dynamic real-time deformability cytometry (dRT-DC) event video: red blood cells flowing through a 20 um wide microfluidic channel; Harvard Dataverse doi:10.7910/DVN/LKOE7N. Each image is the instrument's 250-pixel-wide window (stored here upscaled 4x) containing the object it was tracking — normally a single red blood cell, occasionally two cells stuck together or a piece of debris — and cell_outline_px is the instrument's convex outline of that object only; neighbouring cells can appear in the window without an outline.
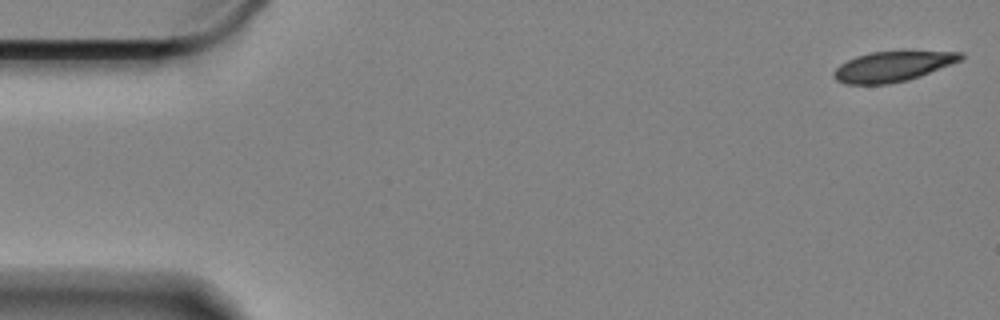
{"species": "Egyptian fruit bat (a non-hibernating species)", "species_latin": "Rousettus aegyptiacus", "temperature_condition": "cold", "stored_images_in_passage": 59, "camera_frame_rate_fps": 3000, "um_per_image_px": 0.085, "animal": {"sex": "female"}, "frame": {"image": 1, "passage_image": 1, "time_ms": 0.0, "image_size_px": [1000, 320], "cell_outline_px": [[964, 56], [960, 60], [920, 76], [908, 80], [888, 84], [844, 84], [836, 80], [832, 76], [832, 72], [840, 64], [856, 56], [872, 52], [964, 52]], "centroid_in_image_um": [75.8, 5.67], "position_along_channel_um": 9.2, "area_um2": 21.96}}
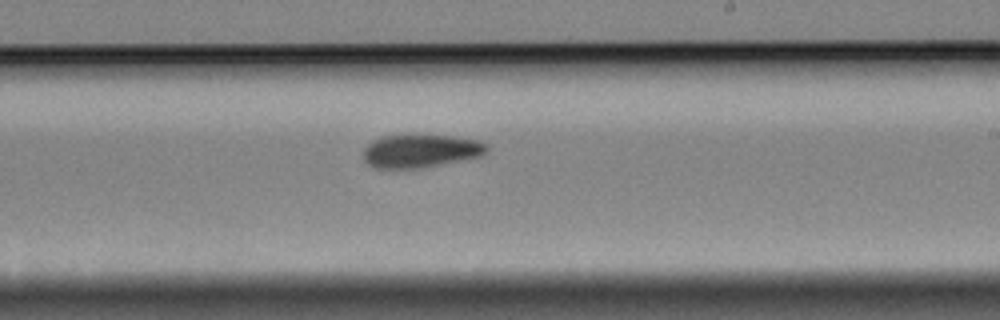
{"frame": {"image": 2, "passage_image": 34, "time_ms": 11.0, "image_size_px": [1000, 320], "cell_outline_px": [[488, 152], [480, 156], [416, 168], [376, 168], [368, 164], [364, 160], [364, 148], [372, 140], [384, 136], [408, 132], [452, 136], [480, 140], [488, 144]], "centroid_in_image_um": [35.74, 12.77], "position_along_channel_um": 253.3, "area_um2": 24.39}}
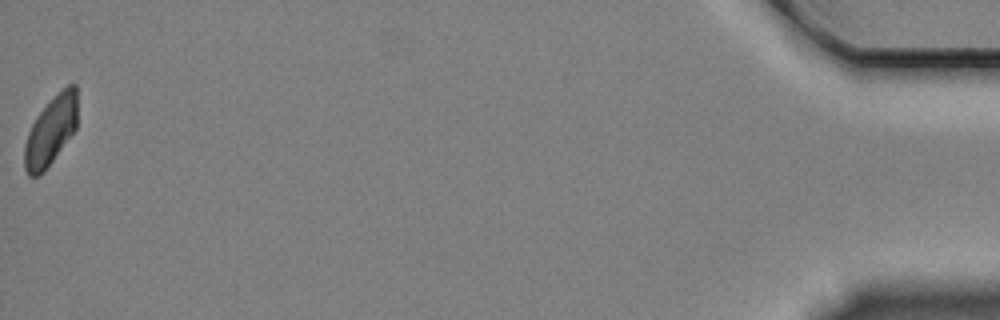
{"frame": {"image": 3, "passage_image": 59, "time_ms": 19.333, "image_size_px": [1000, 320], "cell_outline_px": [[76, 128], [44, 172], [40, 176], [28, 176], [24, 168], [24, 144], [28, 132], [36, 116], [68, 84], [76, 84]], "centroid_in_image_um": [4.28, 11.18], "position_along_channel_um": 430.9, "area_um2": 20.81}, "authors_computed_cell_mechanics": {"area_um2": 23.7558, "velocity_mm_per_s": 3.308, "shape_relaxation_time_tau1_ms": 6.0813, "shape_relaxation_time_tau2_ms": null, "deformation_change_tau1": 0.1443, "deformation_change_tau2": null}}